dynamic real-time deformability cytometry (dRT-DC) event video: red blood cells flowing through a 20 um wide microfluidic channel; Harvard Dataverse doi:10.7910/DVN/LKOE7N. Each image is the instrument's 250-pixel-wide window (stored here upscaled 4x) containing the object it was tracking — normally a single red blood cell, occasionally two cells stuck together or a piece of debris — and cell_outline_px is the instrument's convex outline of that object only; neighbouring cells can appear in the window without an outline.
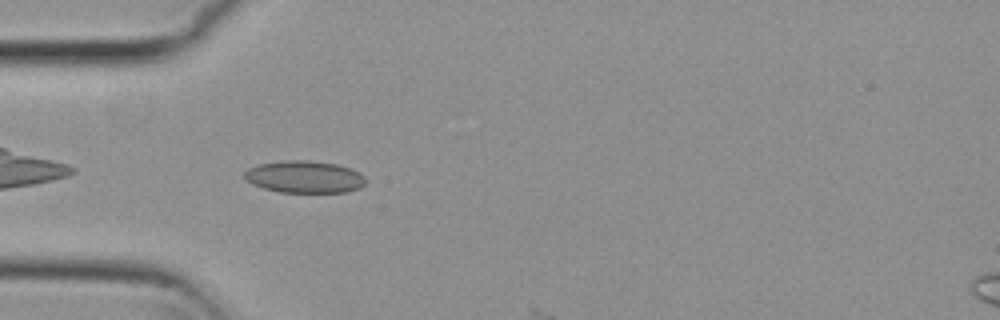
{"species": "common noctule bat (a hibernating species)", "species_latin": "Nyctalus noctula", "temperature_condition": "cold", "stored_images_in_passage": 4, "camera_frame_rate_fps": 3000, "um_per_image_px": 0.085, "animal": {"sex": "female", "body_mass_g": 29.2, "forearm_length_mm": 56.3}, "frame": {"image": 1, "passage_image": 3, "time_ms": 0.667, "image_size_px": [1000, 320], "cell_outline_px": [[368, 180], [360, 188], [348, 192], [280, 192], [264, 188], [252, 184], [244, 176], [244, 172], [248, 168], [256, 164], [284, 160], [308, 160], [336, 164], [352, 168], [360, 172]], "centroid_in_image_um": [25.91, 15.02], "position_along_channel_um": 59.1, "area_um2": 22.95}}